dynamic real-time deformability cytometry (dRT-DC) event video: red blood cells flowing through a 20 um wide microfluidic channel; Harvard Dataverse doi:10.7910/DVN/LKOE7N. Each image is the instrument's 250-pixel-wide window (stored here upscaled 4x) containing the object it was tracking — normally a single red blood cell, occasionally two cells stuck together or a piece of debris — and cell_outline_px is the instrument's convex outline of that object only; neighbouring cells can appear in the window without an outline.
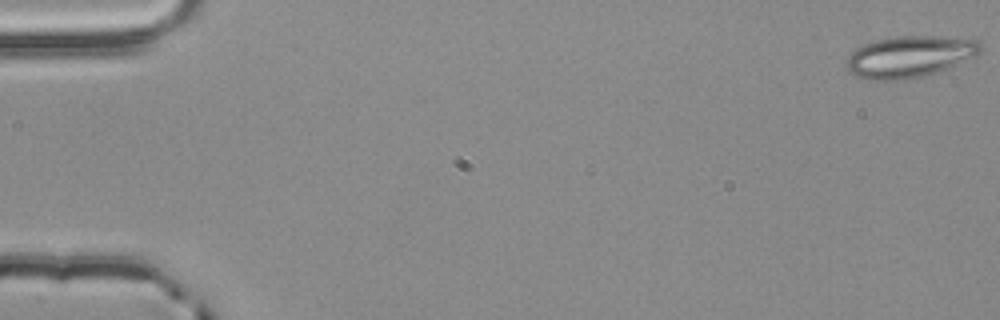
{"species": "common noctule bat (a hibernating species)", "species_latin": "Nyctalus noctula", "temperature_condition": "room temperature", "stored_images_in_passage": 3, "camera_frame_rate_fps": 3000, "um_per_image_px": 0.085, "animal": {"sex": "male", "body_mass_g": 20.4}, "frame": {"image": 1, "passage_image": 1, "time_ms": 0.0, "image_size_px": [1000, 320], "cell_outline_px": [[980, 52], [976, 56], [948, 68], [936, 72], [904, 80], [868, 80], [856, 76], [848, 72], [844, 64], [848, 56], [856, 48], [864, 44], [876, 40], [896, 36], [936, 36], [980, 40]], "centroid_in_image_um": [77.27, 4.82], "position_along_channel_um": 7.7, "area_um2": 32.54}}